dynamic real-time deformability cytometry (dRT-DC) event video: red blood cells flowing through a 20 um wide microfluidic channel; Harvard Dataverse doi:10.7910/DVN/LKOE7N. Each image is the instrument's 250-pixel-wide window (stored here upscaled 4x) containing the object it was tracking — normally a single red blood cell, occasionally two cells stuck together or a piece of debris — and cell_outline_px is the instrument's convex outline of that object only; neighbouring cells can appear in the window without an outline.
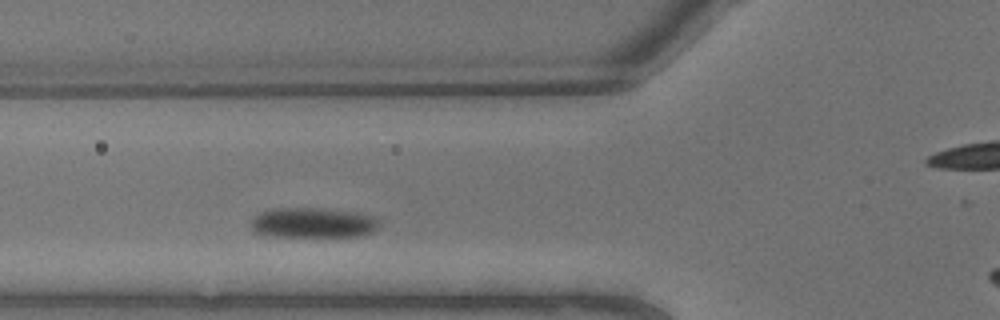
{"species": "common noctule bat (a hibernating species)", "species_latin": "Nyctalus noctula", "temperature_condition": "warm", "stored_images_in_passage": 4, "camera_frame_rate_fps": 3000, "um_per_image_px": 0.085, "animal": {"sex": "male", "body_mass_g": 13.3}, "frame": {"image": 1, "passage_image": 3, "time_ms": 0.667, "image_size_px": [1000, 320], "cell_outline_px": [[380, 224], [372, 232], [356, 236], [268, 236], [252, 232], [252, 220], [260, 212], [272, 208], [320, 208], [356, 212], [380, 216]], "centroid_in_image_um": [26.64, 18.92], "position_along_channel_um": 99.2, "area_um2": 22.77}}